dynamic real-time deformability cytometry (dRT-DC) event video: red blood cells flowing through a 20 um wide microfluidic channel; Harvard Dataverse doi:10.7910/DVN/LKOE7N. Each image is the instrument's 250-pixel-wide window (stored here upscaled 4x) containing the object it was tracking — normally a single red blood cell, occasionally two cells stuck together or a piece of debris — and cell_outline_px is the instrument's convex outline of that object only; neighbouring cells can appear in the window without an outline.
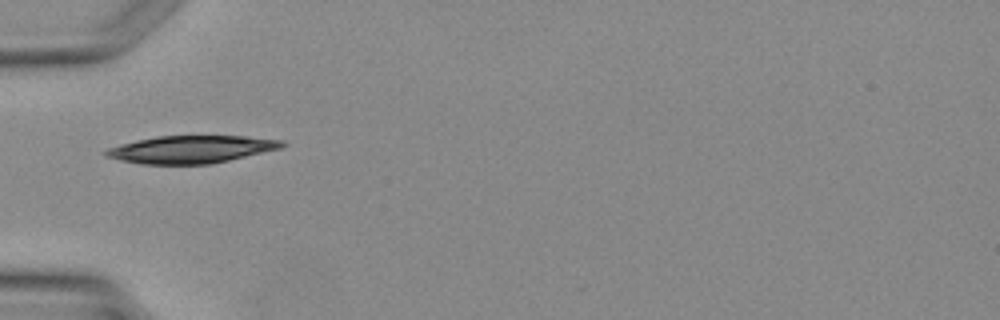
{"species": "Egyptian fruit bat (a non-hibernating species)", "species_latin": "Rousettus aegyptiacus", "temperature_condition": "warm", "stored_images_in_passage": 4, "camera_frame_rate_fps": 3000, "um_per_image_px": 0.085, "animal": {"sex": "female"}, "frame": {"image": 1, "passage_image": 4, "time_ms": 4.333, "image_size_px": [1000, 320], "cell_outline_px": [[288, 144], [280, 148], [228, 160], [208, 164], [144, 164], [120, 160], [108, 156], [104, 152], [108, 148], [120, 144], [136, 140], [156, 136], [244, 136], [280, 140]], "centroid_in_image_um": [16.23, 12.69], "position_along_channel_um": 68.8, "area_um2": 27.86}}